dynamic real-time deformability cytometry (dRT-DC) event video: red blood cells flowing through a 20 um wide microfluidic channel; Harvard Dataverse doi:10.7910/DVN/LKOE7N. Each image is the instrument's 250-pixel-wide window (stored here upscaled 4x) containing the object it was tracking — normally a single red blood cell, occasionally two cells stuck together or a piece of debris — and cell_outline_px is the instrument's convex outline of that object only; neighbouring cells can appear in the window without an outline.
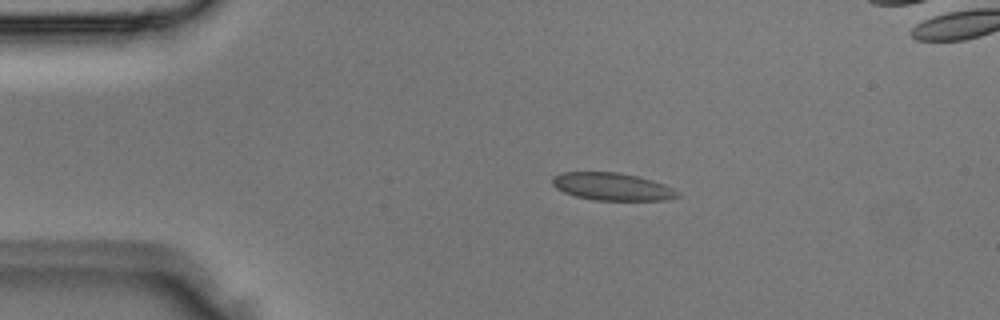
{"species": "Egyptian fruit bat (a non-hibernating species)", "species_latin": "Rousettus aegyptiacus", "temperature_condition": "room temperature", "stored_images_in_passage": 3, "camera_frame_rate_fps": 3000, "um_per_image_px": 0.085, "animal": {"sex": "male"}, "frame": {"image": 1, "passage_image": 1, "time_ms": 0.0, "image_size_px": [1000, 320], "cell_outline_px": [[680, 196], [664, 200], [596, 200], [576, 196], [564, 192], [556, 188], [552, 184], [552, 176], [560, 172], [616, 172], [636, 176], [652, 180], [664, 184], [680, 192]], "centroid_in_image_um": [52.02, 15.86], "position_along_channel_um": 33.0, "area_um2": 20.06}}